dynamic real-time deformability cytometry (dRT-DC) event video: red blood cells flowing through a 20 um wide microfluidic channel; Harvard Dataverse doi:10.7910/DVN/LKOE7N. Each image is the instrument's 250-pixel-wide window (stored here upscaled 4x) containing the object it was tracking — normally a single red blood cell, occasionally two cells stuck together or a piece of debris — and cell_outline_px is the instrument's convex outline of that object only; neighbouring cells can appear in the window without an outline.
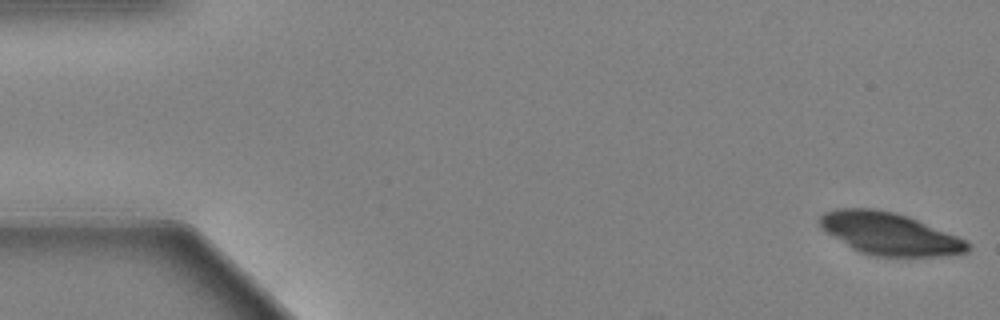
{"species": "Egyptian fruit bat (a non-hibernating species)", "species_latin": "Rousettus aegyptiacus", "temperature_condition": "warm", "stored_images_in_passage": 42, "camera_frame_rate_fps": 3000, "um_per_image_px": 0.085, "animal": {"sex": "female"}, "frame": {"image": 1, "passage_image": 1, "time_ms": 0.0, "image_size_px": [1000, 320], "cell_outline_px": [[972, 248], [968, 252], [940, 256], [876, 256], [860, 252], [852, 248], [820, 228], [820, 216], [824, 212], [836, 208], [872, 208], [896, 212], [908, 216], [956, 236], [972, 244]], "centroid_in_image_um": [75.61, 19.86], "position_along_channel_um": 9.4, "area_um2": 36.24}}